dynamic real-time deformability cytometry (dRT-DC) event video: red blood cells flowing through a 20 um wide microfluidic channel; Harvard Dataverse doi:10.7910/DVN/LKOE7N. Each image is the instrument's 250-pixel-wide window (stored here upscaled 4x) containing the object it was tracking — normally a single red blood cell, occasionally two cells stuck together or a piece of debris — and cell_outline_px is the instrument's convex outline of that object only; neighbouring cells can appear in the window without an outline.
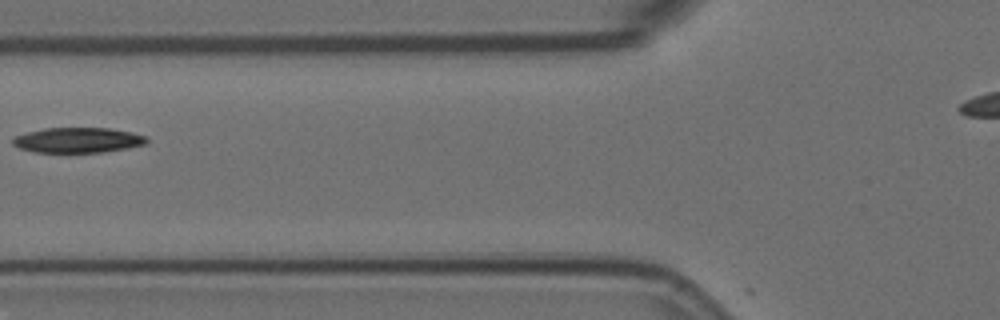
{"species": "Egyptian fruit bat (a non-hibernating species)", "species_latin": "Rousettus aegyptiacus", "temperature_condition": "room temperature", "stored_images_in_passage": 8, "camera_frame_rate_fps": 3000, "um_per_image_px": 0.085, "animal": {"sex": "female"}, "frame": {"image": 1, "passage_image": 7, "time_ms": 2.0, "image_size_px": [1000, 320], "cell_outline_px": [[148, 144], [104, 152], [36, 152], [20, 148], [12, 144], [12, 140], [16, 136], [28, 132], [44, 128], [108, 128], [132, 132], [148, 136]], "centroid_in_image_um": [6.67, 11.91], "position_along_channel_um": 119.1, "area_um2": 19.65}}
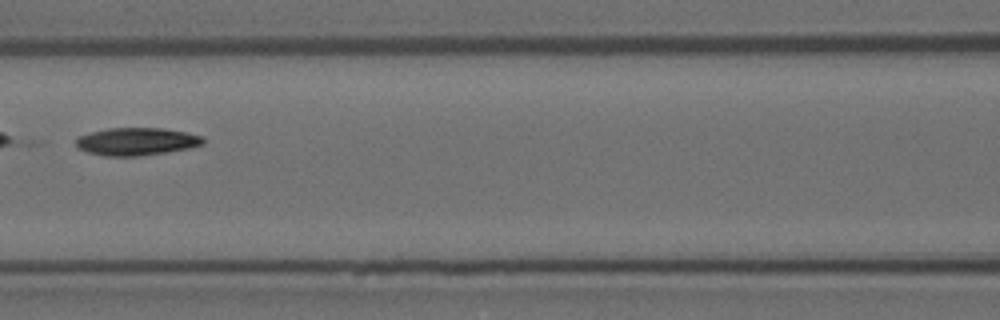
{"frame": {"image": 2, "passage_image": 8, "time_ms": 2.333, "image_size_px": [1000, 320], "cell_outline_px": [[204, 144], [188, 148], [140, 156], [104, 156], [88, 152], [80, 148], [76, 144], [76, 140], [80, 136], [92, 132], [108, 128], [164, 128], [184, 132], [200, 136], [204, 140]], "centroid_in_image_um": [11.6, 12.03], "position_along_channel_um": 155.0, "area_um2": 20.17}}